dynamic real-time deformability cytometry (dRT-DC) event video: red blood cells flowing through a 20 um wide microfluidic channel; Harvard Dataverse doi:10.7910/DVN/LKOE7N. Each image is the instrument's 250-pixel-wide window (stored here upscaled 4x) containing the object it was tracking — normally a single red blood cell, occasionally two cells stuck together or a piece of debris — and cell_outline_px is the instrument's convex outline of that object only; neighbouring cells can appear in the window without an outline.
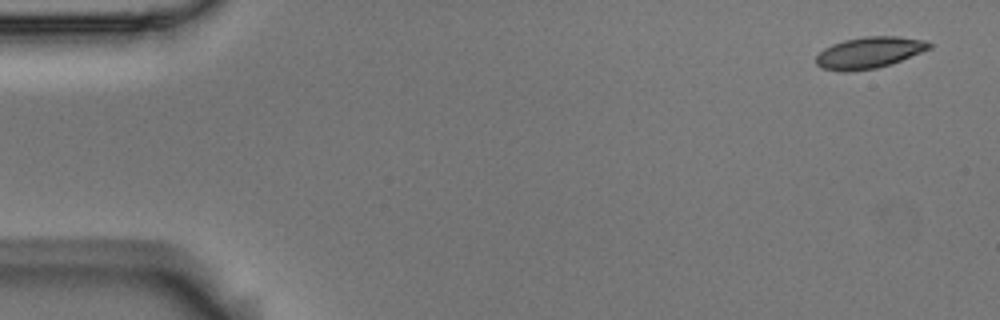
{"species": "Egyptian fruit bat (a non-hibernating species)", "species_latin": "Rousettus aegyptiacus", "temperature_condition": "room temperature", "stored_images_in_passage": 5, "camera_frame_rate_fps": 3000, "um_per_image_px": 0.085, "animal": {"sex": "male"}, "frame": {"image": 1, "passage_image": 1, "time_ms": 0.0, "image_size_px": [1000, 320], "cell_outline_px": [[932, 48], [892, 64], [876, 68], [848, 72], [840, 72], [820, 68], [816, 64], [816, 56], [824, 48], [832, 44], [844, 40], [864, 36], [896, 36], [928, 40], [932, 44]], "centroid_in_image_um": [73.89, 4.48], "position_along_channel_um": 11.1, "area_um2": 21.04}}
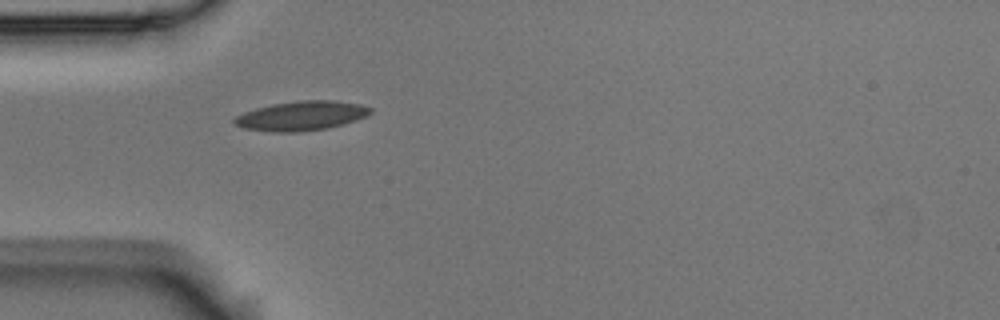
{"frame": {"image": 2, "passage_image": 5, "time_ms": 1.333, "image_size_px": [1000, 320], "cell_outline_px": [[372, 112], [368, 116], [344, 124], [328, 128], [300, 132], [272, 132], [244, 128], [236, 124], [232, 120], [236, 116], [244, 112], [256, 108], [272, 104], [300, 100], [332, 100], [360, 104], [372, 108]], "centroid_in_image_um": [25.64, 9.84], "position_along_channel_um": 59.4, "area_um2": 23.41}}